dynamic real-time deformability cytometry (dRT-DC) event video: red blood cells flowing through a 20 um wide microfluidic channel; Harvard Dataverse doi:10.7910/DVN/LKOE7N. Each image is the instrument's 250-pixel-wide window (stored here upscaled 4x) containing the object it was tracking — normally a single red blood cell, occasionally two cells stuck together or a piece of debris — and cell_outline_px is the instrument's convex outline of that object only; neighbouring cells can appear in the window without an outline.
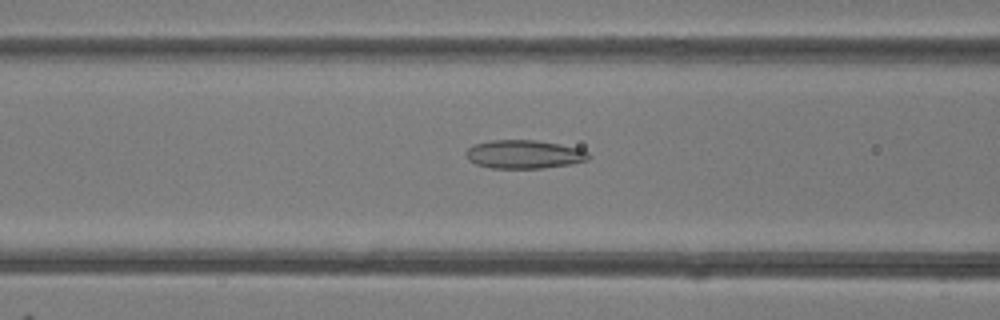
{"species": "common noctule bat (a hibernating species)", "species_latin": "Nyctalus noctula", "temperature_condition": "room temperature", "stored_images_in_passage": 31, "camera_frame_rate_fps": 3000, "um_per_image_px": 0.085, "animal": {"sex": "female"}, "frame": {"image": 1, "passage_image": 6, "time_ms": 1.667, "image_size_px": [1000, 320], "cell_outline_px": [[592, 156], [588, 160], [568, 164], [544, 168], [492, 168], [476, 164], [468, 160], [464, 152], [472, 144], [492, 140], [536, 140], [560, 144], [580, 148], [588, 152]], "centroid_in_image_um": [44.54, 13.11], "position_along_channel_um": 122.1, "area_um2": 20.52}}
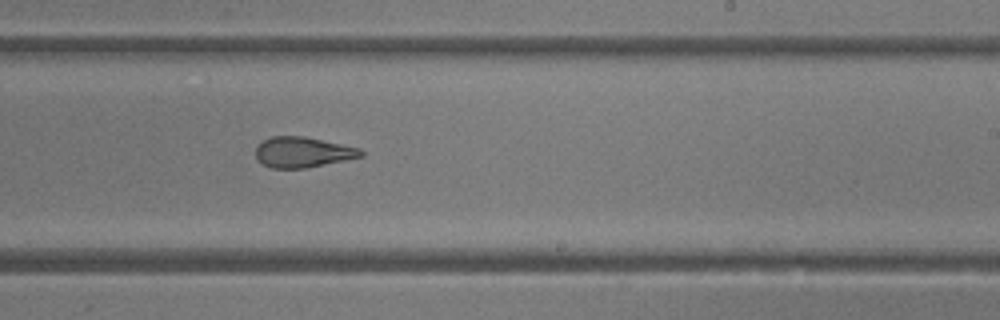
{"frame": {"image": 2, "passage_image": 16, "time_ms": 5.0, "image_size_px": [1000, 320], "cell_outline_px": [[364, 156], [304, 168], [272, 168], [264, 164], [256, 156], [256, 148], [264, 140], [272, 136], [304, 136], [360, 148], [364, 152]], "centroid_in_image_um": [25.75, 12.93], "position_along_channel_um": 263.2, "area_um2": 18.38}}
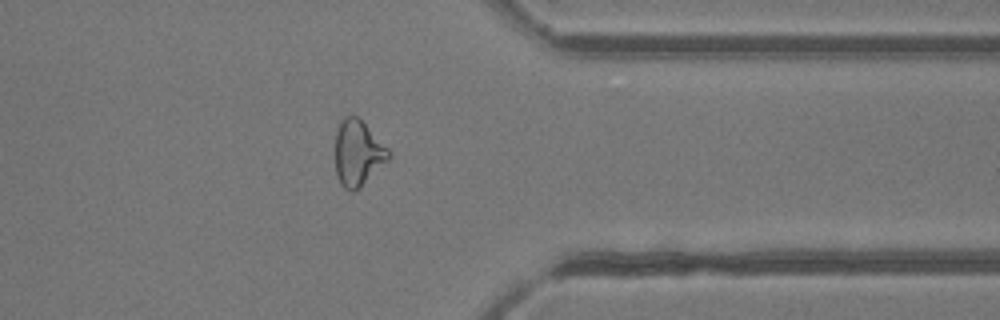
{"frame": {"image": 3, "passage_image": 25, "time_ms": 8.0, "image_size_px": [1000, 320], "cell_outline_px": [[392, 156], [360, 188], [352, 192], [344, 188], [340, 184], [336, 172], [336, 128], [340, 120], [344, 116], [356, 116], [392, 152]], "centroid_in_image_um": [30.42, 13.03], "position_along_channel_um": 381.0, "area_um2": 20.35}, "authors_computed_cell_mechanics": {"area_um2": 19.652, "velocity_mm_per_s": 4.2349, "shape_relaxation_time_tau1_ms": null, "shape_relaxation_time_tau2_ms": 2.537, "deformation_change_tau1": null, "deformation_change_tau2": 0.1143}}